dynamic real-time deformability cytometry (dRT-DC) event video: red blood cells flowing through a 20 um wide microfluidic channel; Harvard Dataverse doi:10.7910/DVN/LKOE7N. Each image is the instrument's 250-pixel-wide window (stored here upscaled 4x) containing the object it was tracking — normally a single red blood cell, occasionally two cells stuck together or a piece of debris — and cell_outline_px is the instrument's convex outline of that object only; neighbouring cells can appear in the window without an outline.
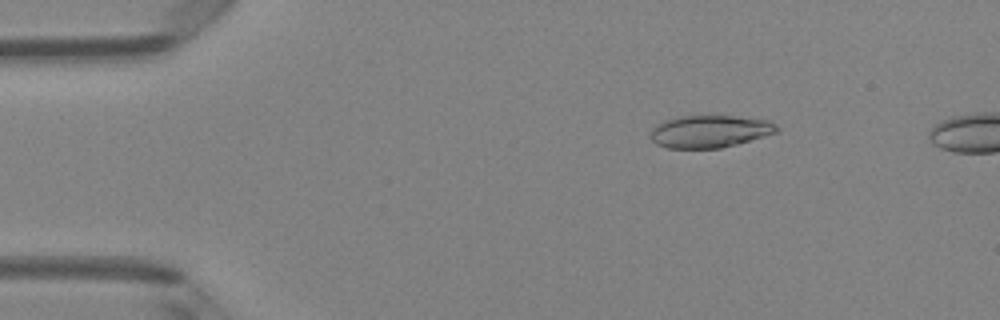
{"species": "Egyptian fruit bat (a non-hibernating species)", "species_latin": "Rousettus aegyptiacus", "temperature_condition": "room temperature", "stored_images_in_passage": 6, "camera_frame_rate_fps": 3000, "um_per_image_px": 0.085, "animal": {"sex": "female"}, "frame": {"image": 1, "passage_image": 3, "time_ms": 0.667, "image_size_px": [1000, 320], "cell_outline_px": [[780, 132], [736, 144], [720, 148], [668, 148], [656, 144], [648, 136], [652, 128], [656, 124], [664, 120], [680, 116], [732, 116], [768, 120], [776, 124], [780, 128]], "centroid_in_image_um": [60.32, 11.17], "position_along_channel_um": 24.7, "area_um2": 23.99}}